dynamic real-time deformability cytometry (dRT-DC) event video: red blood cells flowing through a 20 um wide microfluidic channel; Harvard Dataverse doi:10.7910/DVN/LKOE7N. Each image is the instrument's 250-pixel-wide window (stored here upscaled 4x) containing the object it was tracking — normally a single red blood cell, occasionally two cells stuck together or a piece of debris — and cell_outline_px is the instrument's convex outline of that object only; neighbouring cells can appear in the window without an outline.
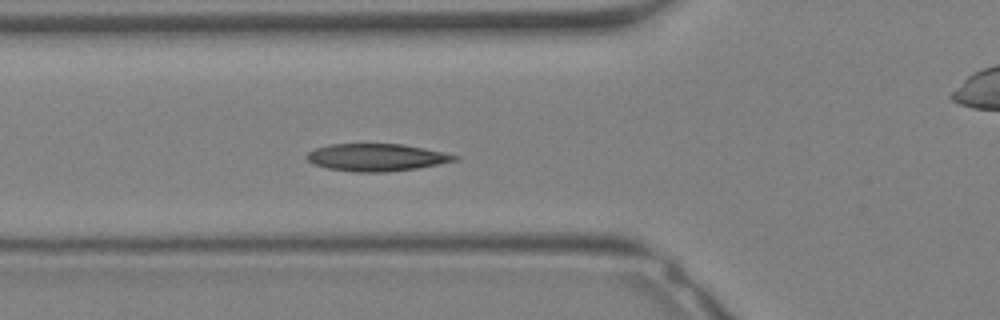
{"species": "Egyptian fruit bat (a non-hibernating species)", "species_latin": "Rousettus aegyptiacus", "temperature_condition": "warm", "stored_images_in_passage": 35, "camera_frame_rate_fps": 3000, "um_per_image_px": 0.085, "animal": {"sex": "female"}, "frame": {"image": 1, "passage_image": 13, "time_ms": 4.0, "image_size_px": [1000, 320], "cell_outline_px": [[460, 160], [416, 168], [384, 172], [356, 172], [328, 168], [312, 164], [304, 156], [308, 152], [316, 148], [328, 144], [404, 144], [424, 148], [460, 156]], "centroid_in_image_um": [31.99, 13.37], "position_along_channel_um": 93.8, "area_um2": 23.58}}
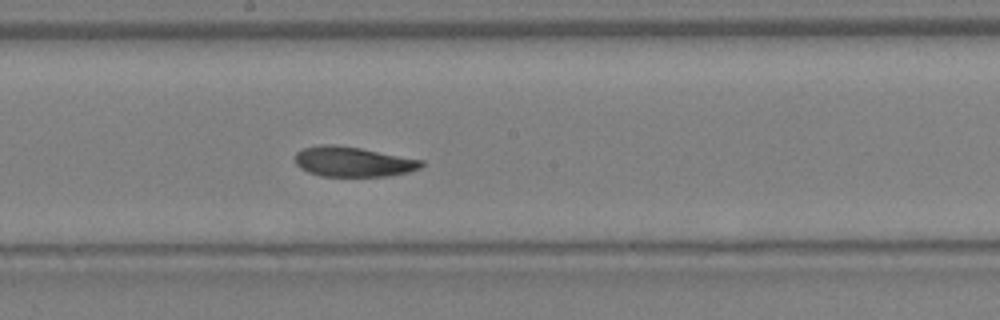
{"frame": {"image": 2, "passage_image": 19, "time_ms": 6.0, "image_size_px": [1000, 320], "cell_outline_px": [[424, 164], [420, 168], [408, 172], [388, 176], [320, 176], [308, 172], [300, 168], [296, 164], [296, 152], [304, 148], [324, 144], [328, 144], [360, 148], [424, 160]], "centroid_in_image_um": [30.02, 13.75], "position_along_channel_um": 218.2, "area_um2": 21.96}}
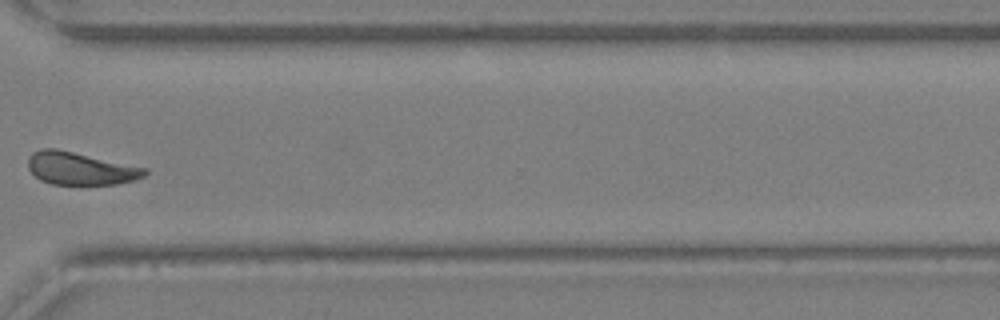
{"frame": {"image": 3, "passage_image": 26, "time_ms": 8.333, "image_size_px": [1000, 320], "cell_outline_px": [[148, 172], [144, 176], [136, 180], [116, 184], [52, 184], [40, 180], [28, 168], [28, 156], [32, 152], [40, 148], [56, 148], [148, 168]], "centroid_in_image_um": [6.83, 14.31], "position_along_channel_um": 363.8, "area_um2": 22.31}}